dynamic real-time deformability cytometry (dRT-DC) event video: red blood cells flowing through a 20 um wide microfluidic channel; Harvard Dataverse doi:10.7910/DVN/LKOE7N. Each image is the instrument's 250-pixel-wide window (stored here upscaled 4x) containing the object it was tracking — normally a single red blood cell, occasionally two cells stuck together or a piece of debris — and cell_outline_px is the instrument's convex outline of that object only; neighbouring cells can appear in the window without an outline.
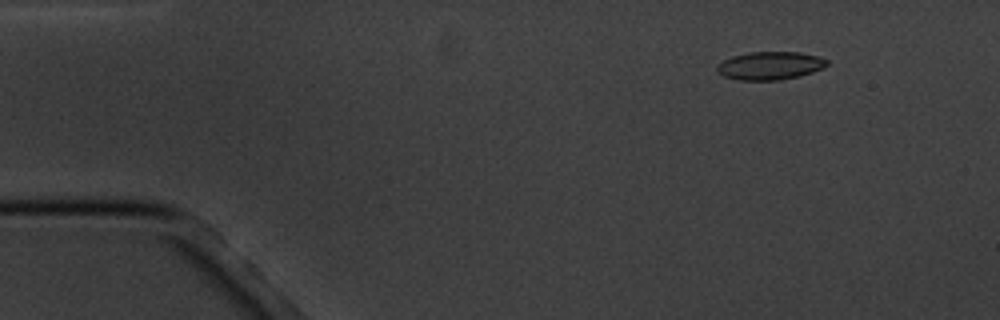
{"species": "common noctule bat (a hibernating species)", "species_latin": "Nyctalus noctula", "temperature_condition": "cold", "stored_images_in_passage": 4, "camera_frame_rate_fps": 3000, "um_per_image_px": 0.085, "animal": {"sex": "male", "body_mass_g": 20.1, "forearm_length_mm": 53.5}, "frame": {"image": 1, "passage_image": 2, "time_ms": 2.0, "image_size_px": [1000, 320], "cell_outline_px": [[828, 64], [824, 68], [800, 76], [780, 80], [740, 80], [724, 76], [716, 72], [716, 64], [732, 56], [748, 52], [800, 52], [816, 56], [828, 60]], "centroid_in_image_um": [65.43, 5.58], "position_along_channel_um": 19.6, "area_um2": 18.09}}
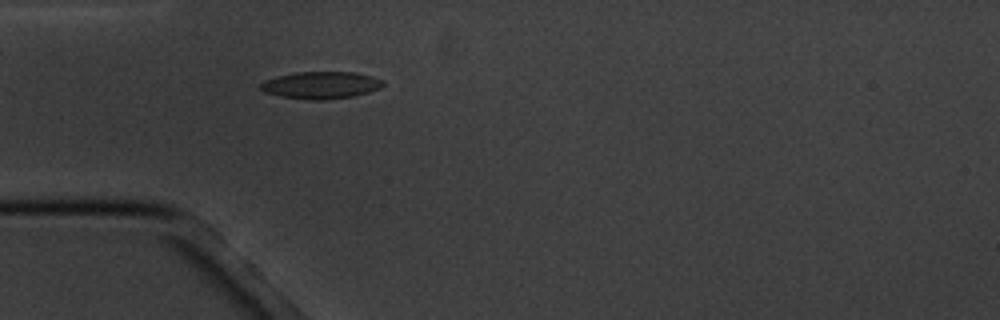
{"frame": {"image": 2, "passage_image": 4, "time_ms": 5.333, "image_size_px": [1000, 320], "cell_outline_px": [[384, 84], [380, 88], [368, 92], [352, 96], [324, 100], [312, 100], [280, 96], [264, 92], [260, 88], [260, 84], [264, 80], [276, 76], [296, 72], [352, 72], [372, 76], [384, 80]], "centroid_in_image_um": [27.27, 7.23], "position_along_channel_um": 57.7, "area_um2": 19.36}}